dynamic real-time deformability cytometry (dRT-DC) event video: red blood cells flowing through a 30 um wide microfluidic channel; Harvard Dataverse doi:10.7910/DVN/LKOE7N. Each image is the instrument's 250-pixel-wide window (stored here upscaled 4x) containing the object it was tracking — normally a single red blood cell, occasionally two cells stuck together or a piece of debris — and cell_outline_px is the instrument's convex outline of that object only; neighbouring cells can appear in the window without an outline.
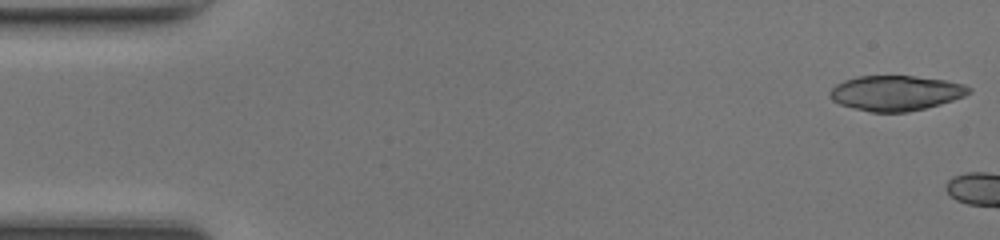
{"species": "common noctule bat (a hibernating species)", "species_latin": "Nyctalus noctula", "temperature_condition": "room temperature", "stored_images_in_passage": 4, "camera_frame_rate_fps": 3000, "um_per_image_px": 0.085, "animal": {"sex": "female", "body_mass_g": 17.0, "forearm_length_mm": 48.0}, "frame": {"image": 1, "passage_image": 1, "time_ms": 0.0, "image_size_px": [1000, 240], "cell_outline_px": [[972, 92], [964, 96], [940, 104], [908, 112], [872, 112], [840, 104], [832, 100], [828, 96], [828, 92], [836, 84], [844, 80], [856, 76], [912, 76], [944, 80], [964, 84], [972, 88]], "centroid_in_image_um": [76.13, 7.9], "position_along_channel_um": 8.9, "area_um2": 28.38}}